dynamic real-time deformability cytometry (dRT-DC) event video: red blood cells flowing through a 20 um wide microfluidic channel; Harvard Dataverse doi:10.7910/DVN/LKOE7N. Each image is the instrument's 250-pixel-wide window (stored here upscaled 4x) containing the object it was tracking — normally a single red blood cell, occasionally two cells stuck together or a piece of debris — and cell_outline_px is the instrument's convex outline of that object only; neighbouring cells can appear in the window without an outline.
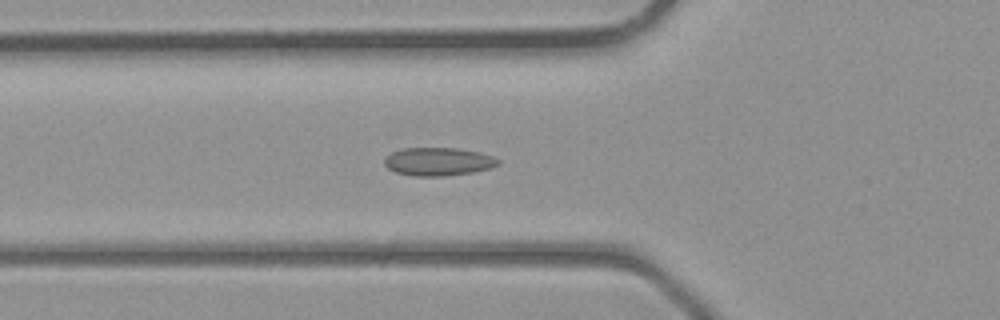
{"species": "common noctule bat (a hibernating species)", "species_latin": "Nyctalus noctula", "temperature_condition": "room temperature", "stored_images_in_passage": 40, "camera_frame_rate_fps": 3000, "um_per_image_px": 0.085, "animal": {"sex": "male", "body_mass_g": 23.1, "forearm_length_mm": 52.7}, "frame": {"image": 1, "passage_image": 14, "time_ms": 4.333, "image_size_px": [1000, 320], "cell_outline_px": [[500, 164], [492, 168], [472, 172], [444, 176], [412, 176], [396, 172], [388, 168], [384, 164], [384, 160], [392, 152], [404, 148], [456, 148], [480, 152], [492, 156], [500, 160]], "centroid_in_image_um": [37.28, 13.74], "position_along_channel_um": 88.5, "area_um2": 18.67}}
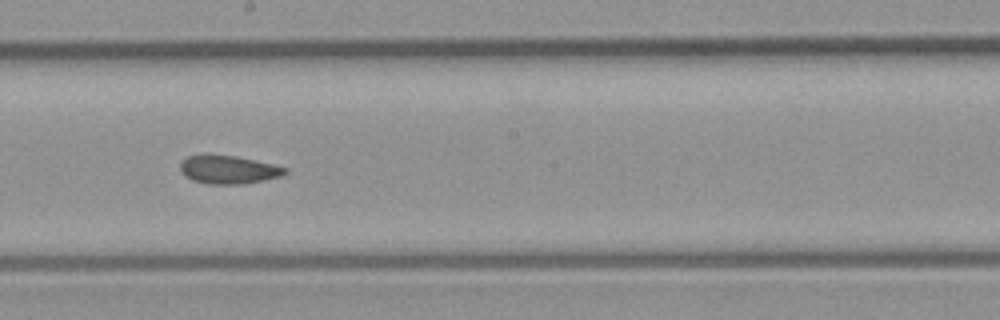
{"frame": {"image": 2, "passage_image": 22, "time_ms": 7.0, "image_size_px": [1000, 320], "cell_outline_px": [[288, 172], [280, 176], [264, 180], [244, 184], [208, 184], [192, 180], [184, 176], [180, 172], [180, 164], [188, 156], [204, 152], [208, 152], [236, 156], [256, 160], [288, 168]], "centroid_in_image_um": [19.37, 14.39], "position_along_channel_um": 228.8, "area_um2": 17.8}}
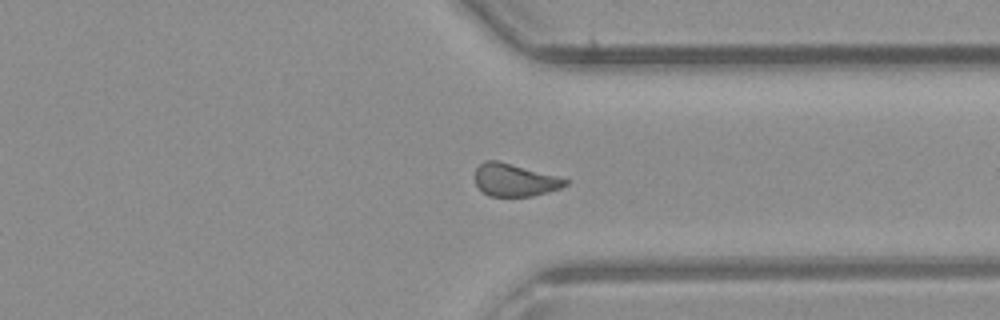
{"frame": {"image": 3, "passage_image": 30, "time_ms": 9.667, "image_size_px": [1000, 320], "cell_outline_px": [[568, 184], [560, 188], [532, 196], [488, 196], [476, 184], [476, 168], [484, 160], [496, 160], [556, 176], [568, 180]], "centroid_in_image_um": [43.73, 15.3], "position_along_channel_um": 367.7, "area_um2": 16.76}}